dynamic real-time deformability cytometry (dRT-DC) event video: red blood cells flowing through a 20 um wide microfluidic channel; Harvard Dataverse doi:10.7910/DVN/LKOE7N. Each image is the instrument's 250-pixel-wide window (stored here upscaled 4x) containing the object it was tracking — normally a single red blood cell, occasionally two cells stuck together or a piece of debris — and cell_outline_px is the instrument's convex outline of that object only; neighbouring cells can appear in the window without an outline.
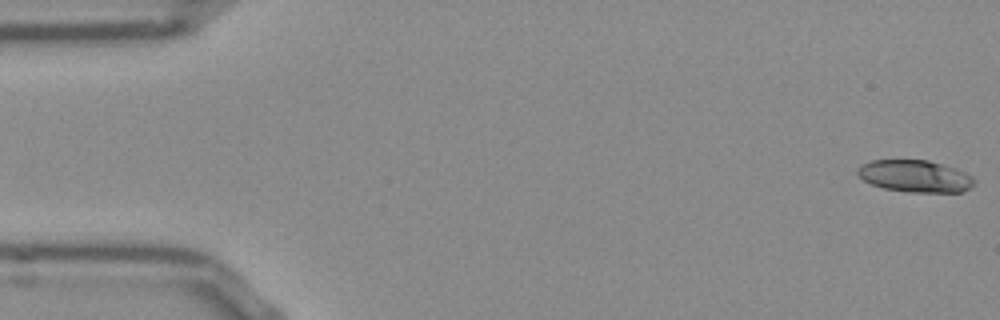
{"species": "Egyptian fruit bat (a non-hibernating species)", "species_latin": "Rousettus aegyptiacus", "temperature_condition": "room temperature", "stored_images_in_passage": 52, "camera_frame_rate_fps": 3000, "um_per_image_px": 0.085, "frame": {"image": 1, "passage_image": 1, "time_ms": 0.0, "image_size_px": [1000, 320], "cell_outline_px": [[976, 180], [968, 188], [960, 192], [908, 192], [884, 188], [872, 184], [864, 180], [856, 172], [856, 168], [860, 164], [872, 160], [928, 160], [956, 168], [972, 176]], "centroid_in_image_um": [77.75, 14.96], "position_along_channel_um": 7.2, "area_um2": 21.73}}
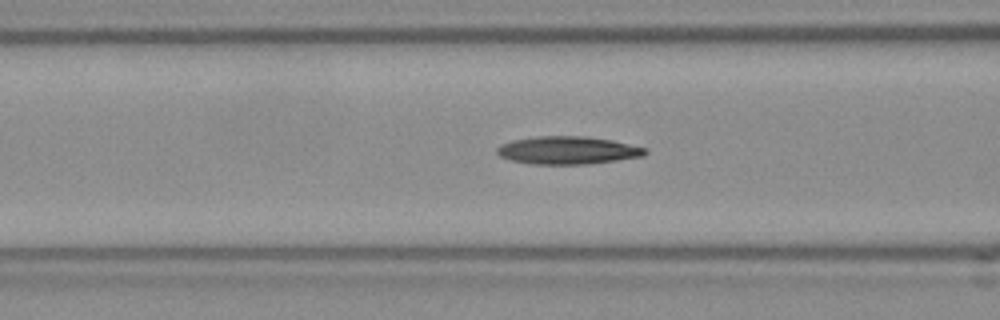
{"frame": {"image": 2, "passage_image": 20, "time_ms": 6.333, "image_size_px": [1000, 320], "cell_outline_px": [[648, 152], [644, 156], [588, 164], [532, 164], [512, 160], [500, 156], [496, 152], [496, 148], [500, 144], [512, 140], [536, 136], [584, 136], [612, 140], [648, 148]], "centroid_in_image_um": [48.26, 12.77], "position_along_channel_um": 118.3, "area_um2": 24.1}}
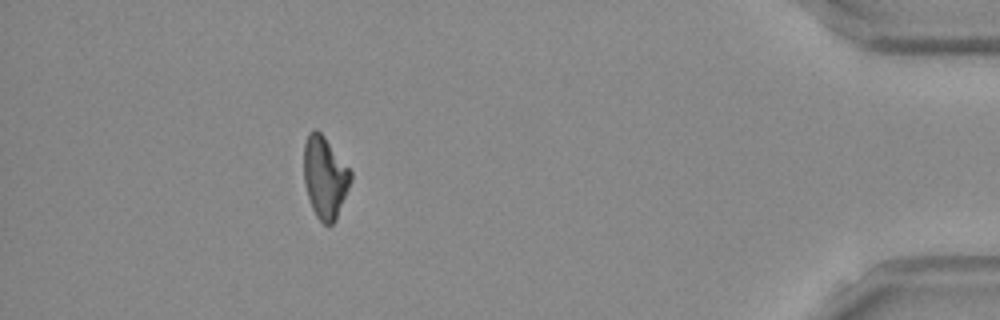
{"frame": {"image": 3, "passage_image": 47, "time_ms": 15.333, "image_size_px": [1000, 320], "cell_outline_px": [[352, 180], [336, 220], [332, 224], [324, 224], [316, 216], [312, 208], [308, 196], [304, 180], [304, 144], [308, 132], [312, 128], [316, 128], [324, 136], [352, 172]], "centroid_in_image_um": [27.61, 15.05], "position_along_channel_um": 407.6, "area_um2": 22.37}}